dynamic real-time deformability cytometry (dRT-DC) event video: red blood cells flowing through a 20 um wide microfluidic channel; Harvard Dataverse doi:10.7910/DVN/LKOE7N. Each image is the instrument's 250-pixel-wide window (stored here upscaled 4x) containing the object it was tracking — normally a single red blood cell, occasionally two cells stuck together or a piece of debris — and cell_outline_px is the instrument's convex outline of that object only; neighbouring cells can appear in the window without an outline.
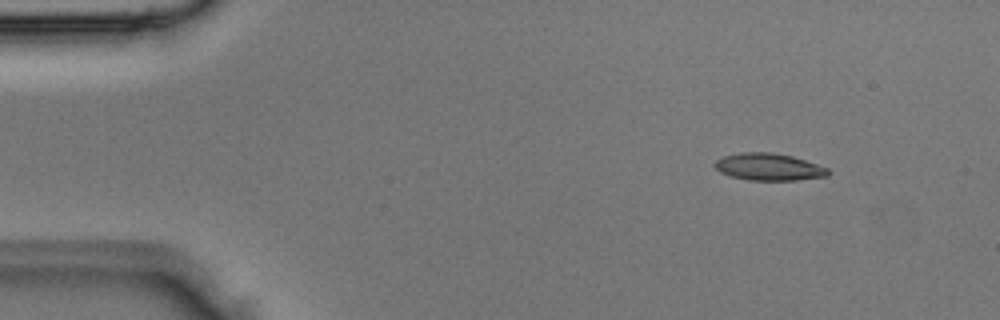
{"species": "Egyptian fruit bat (a non-hibernating species)", "species_latin": "Rousettus aegyptiacus", "temperature_condition": "room temperature", "stored_images_in_passage": 3, "camera_frame_rate_fps": 3000, "um_per_image_px": 0.085, "animal": {"sex": "male"}, "frame": {"image": 1, "passage_image": 1, "time_ms": 0.0, "image_size_px": [1000, 320], "cell_outline_px": [[832, 172], [828, 176], [796, 180], [748, 180], [732, 176], [720, 172], [712, 164], [716, 160], [724, 156], [740, 152], [772, 152], [792, 156], [828, 168]], "centroid_in_image_um": [65.35, 14.18], "position_along_channel_um": 19.7, "area_um2": 17.92}}
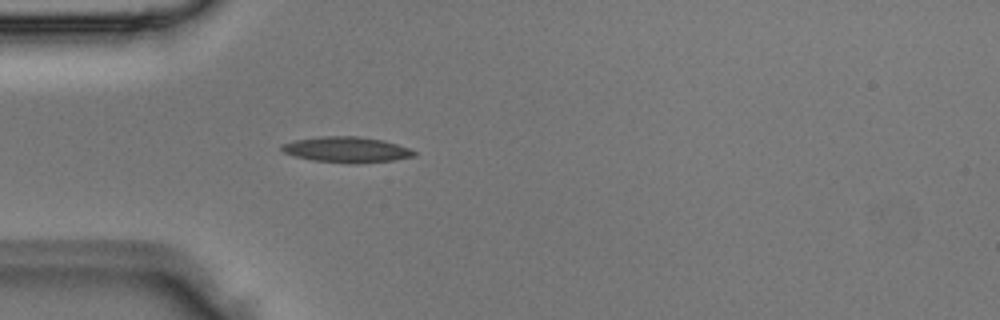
{"frame": {"image": 2, "passage_image": 3, "time_ms": 0.667, "image_size_px": [1000, 320], "cell_outline_px": [[416, 156], [392, 160], [312, 160], [296, 156], [284, 152], [280, 148], [280, 144], [292, 140], [320, 136], [360, 136], [384, 140], [412, 148], [416, 152]], "centroid_in_image_um": [29.44, 12.64], "position_along_channel_um": 55.6, "area_um2": 18.9}}